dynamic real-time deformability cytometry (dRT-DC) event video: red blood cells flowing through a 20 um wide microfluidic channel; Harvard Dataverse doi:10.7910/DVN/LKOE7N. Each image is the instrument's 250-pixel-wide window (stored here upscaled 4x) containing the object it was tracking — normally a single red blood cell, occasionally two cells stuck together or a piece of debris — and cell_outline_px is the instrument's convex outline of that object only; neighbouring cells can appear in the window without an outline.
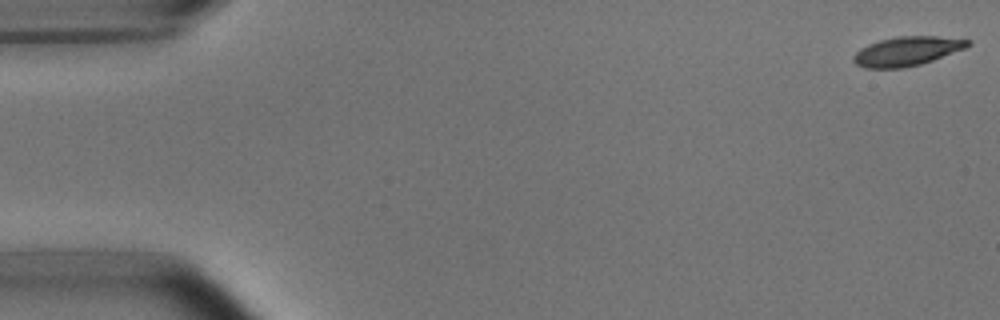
{"species": "common noctule bat (a hibernating species)", "species_latin": "Nyctalus noctula", "temperature_condition": "room temperature", "stored_images_in_passage": 53, "camera_frame_rate_fps": 3000, "um_per_image_px": 0.085, "animal": {"sex": "male", "body_mass_g": 15.6}, "frame": {"image": 1, "passage_image": 1, "time_ms": 0.0, "image_size_px": [1000, 320], "cell_outline_px": [[972, 44], [964, 48], [932, 60], [920, 64], [904, 68], [864, 68], [856, 64], [852, 60], [852, 56], [860, 48], [868, 44], [880, 40], [896, 36], [936, 36], [972, 40]], "centroid_in_image_um": [77.06, 4.35], "position_along_channel_um": 7.9, "area_um2": 19.42}}
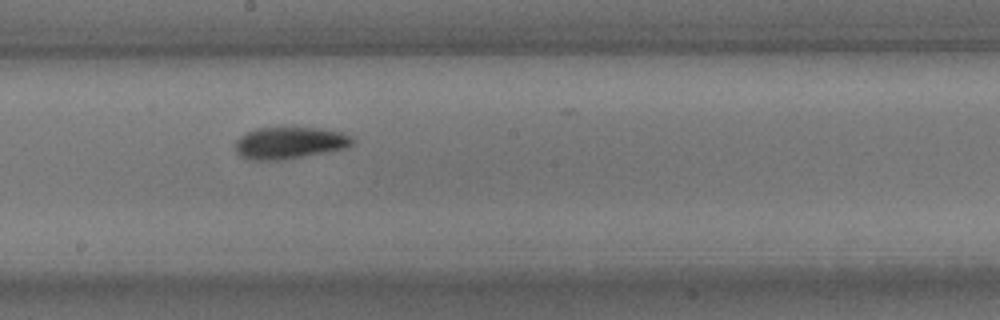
{"frame": {"image": 2, "passage_image": 29, "time_ms": 9.333, "image_size_px": [1000, 320], "cell_outline_px": [[356, 140], [348, 148], [284, 160], [252, 160], [240, 156], [236, 152], [236, 140], [240, 136], [256, 128], [284, 124], [320, 128], [340, 132], [352, 136]], "centroid_in_image_um": [24.64, 12.1], "position_along_channel_um": 223.6, "area_um2": 22.77}}
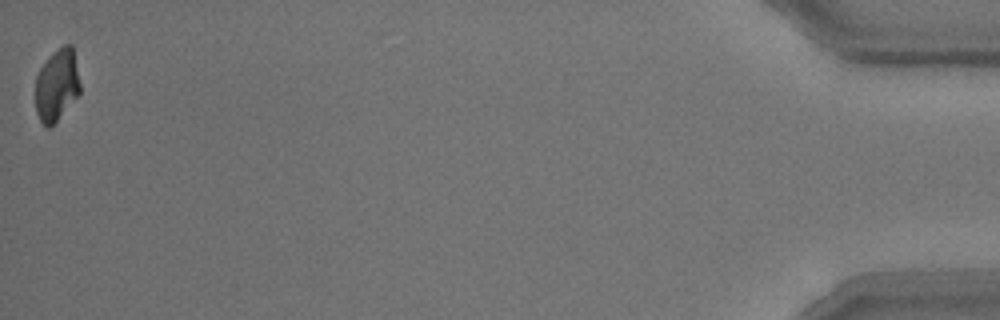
{"frame": {"image": 3, "passage_image": 53, "time_ms": 17.333, "image_size_px": [1000, 320], "cell_outline_px": [[80, 92], [56, 120], [48, 128], [40, 120], [36, 112], [36, 76], [40, 68], [48, 56], [56, 48], [64, 44], [72, 44], [80, 84]], "centroid_in_image_um": [4.82, 7.17], "position_along_channel_um": 430.4, "area_um2": 18.5}, "authors_computed_cell_mechanics": {"area_um2": 20.5768, "velocity_mm_per_s": 3.7459, "shape_relaxation_time_tau1_ms": 2.8514, "shape_relaxation_time_tau2_ms": 3.5283, "deformation_change_tau1": 0.1433, "deformation_change_tau2": 0.0993}}